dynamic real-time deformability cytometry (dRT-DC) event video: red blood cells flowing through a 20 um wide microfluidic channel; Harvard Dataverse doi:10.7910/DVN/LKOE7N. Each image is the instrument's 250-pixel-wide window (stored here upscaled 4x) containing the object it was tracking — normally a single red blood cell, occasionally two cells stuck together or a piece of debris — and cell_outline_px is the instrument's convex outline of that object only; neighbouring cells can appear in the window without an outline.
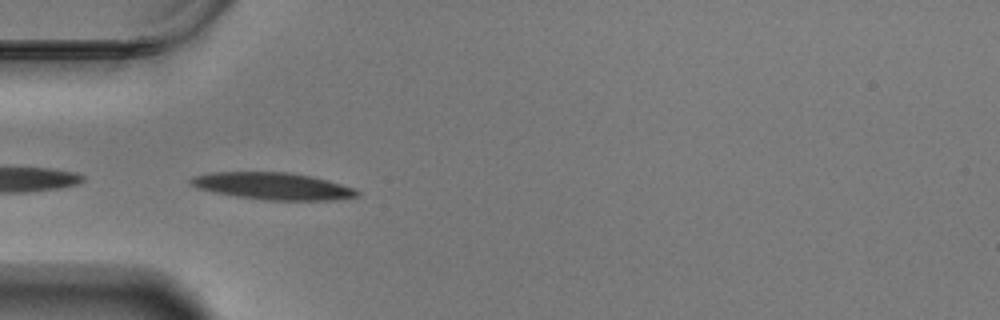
{"species": "Egyptian fruit bat (a non-hibernating species)", "species_latin": "Rousettus aegyptiacus", "temperature_condition": "warm", "stored_images_in_passage": 16, "camera_frame_rate_fps": 3000, "um_per_image_px": 0.085, "animal": {"sex": "male"}, "frame": {"image": 1, "passage_image": 1, "time_ms": 0.0, "image_size_px": [1000, 320], "cell_outline_px": [[360, 196], [332, 200], [264, 200], [236, 196], [196, 188], [188, 184], [188, 180], [192, 176], [208, 172], [288, 172], [312, 176], [328, 180], [356, 188], [360, 192]], "centroid_in_image_um": [23.18, 15.81], "position_along_channel_um": 61.8, "area_um2": 26.47}}
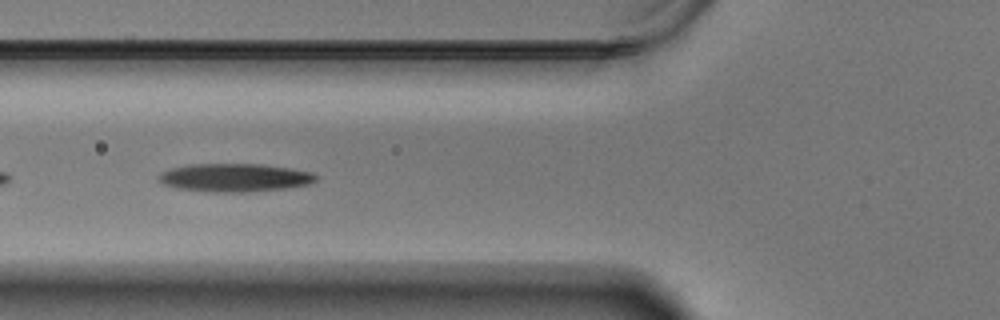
{"frame": {"image": 2, "passage_image": 5, "time_ms": 1.333, "image_size_px": [1000, 320], "cell_outline_px": [[320, 176], [316, 180], [308, 184], [284, 188], [252, 192], [212, 192], [180, 188], [164, 184], [160, 180], [160, 172], [172, 168], [188, 164], [260, 164], [292, 168], [312, 172]], "centroid_in_image_um": [20.0, 15.09], "position_along_channel_um": 105.8, "area_um2": 25.78}}
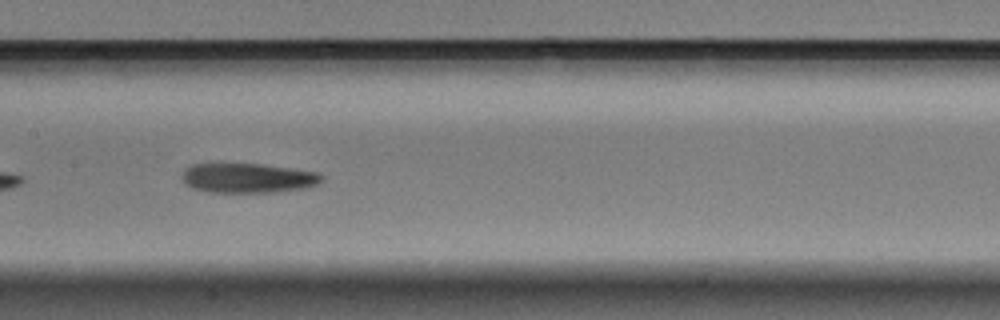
{"frame": {"image": 3, "passage_image": 12, "time_ms": 3.667, "image_size_px": [1000, 320], "cell_outline_px": [[324, 180], [316, 184], [304, 188], [272, 192], [208, 192], [192, 188], [184, 184], [180, 180], [180, 176], [184, 168], [192, 164], [212, 160], [224, 160], [260, 164], [316, 172], [324, 176]], "centroid_in_image_um": [20.89, 15.07], "position_along_channel_um": 186.5, "area_um2": 25.32}}